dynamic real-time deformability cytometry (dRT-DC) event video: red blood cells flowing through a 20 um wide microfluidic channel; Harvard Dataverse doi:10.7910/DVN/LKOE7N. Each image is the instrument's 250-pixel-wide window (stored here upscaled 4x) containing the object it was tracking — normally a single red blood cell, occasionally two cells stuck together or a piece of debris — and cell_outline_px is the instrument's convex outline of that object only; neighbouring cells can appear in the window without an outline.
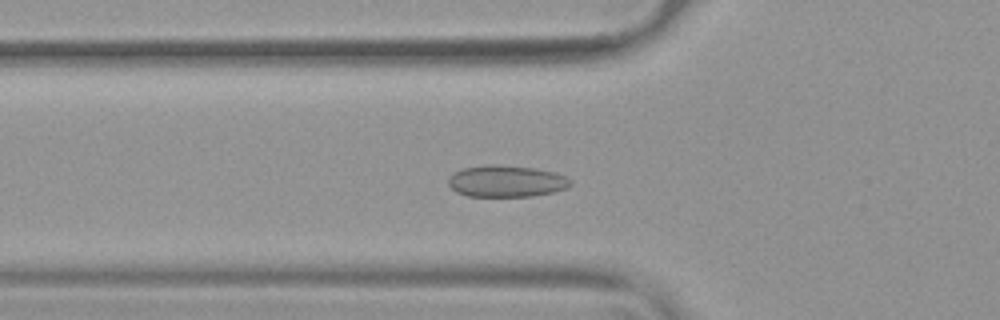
{"species": "common noctule bat (a hibernating species)", "species_latin": "Nyctalus noctula", "temperature_condition": "warm", "stored_images_in_passage": 45, "camera_frame_rate_fps": 3000, "um_per_image_px": 0.085, "animal": {"sex": "female", "body_mass_g": 19.9}, "frame": {"image": 1, "passage_image": 10, "time_ms": 3.0, "image_size_px": [1000, 320], "cell_outline_px": [[572, 184], [568, 188], [552, 192], [532, 196], [468, 196], [456, 192], [448, 184], [448, 180], [456, 172], [464, 168], [492, 164], [532, 168], [552, 172], [564, 176], [572, 180]], "centroid_in_image_um": [43.06, 15.41], "position_along_channel_um": 82.7, "area_um2": 22.2}}
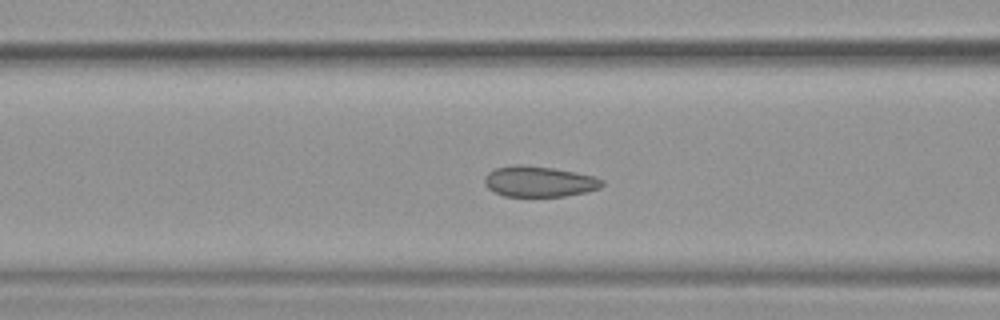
{"frame": {"image": 2, "passage_image": 13, "time_ms": 4.0, "image_size_px": [1000, 320], "cell_outline_px": [[604, 184], [600, 188], [584, 192], [564, 196], [504, 196], [488, 188], [484, 184], [484, 180], [488, 172], [496, 168], [516, 164], [520, 164], [552, 168], [576, 172], [596, 176], [604, 180]], "centroid_in_image_um": [45.84, 15.42], "position_along_channel_um": 120.8, "area_um2": 20.98}}
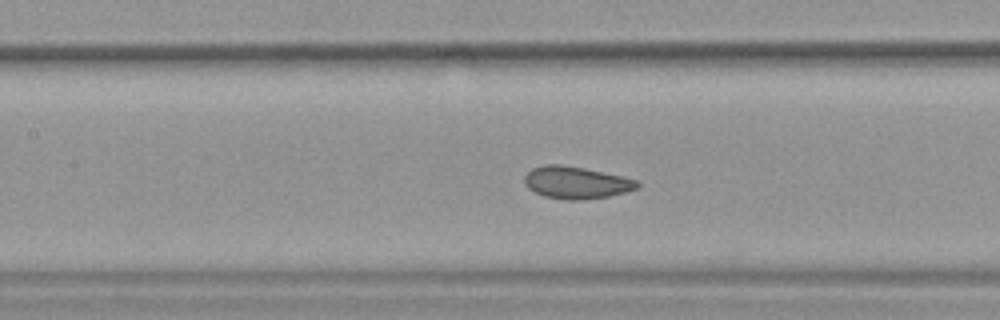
{"frame": {"image": 3, "passage_image": 16, "time_ms": 5.0, "image_size_px": [1000, 320], "cell_outline_px": [[640, 188], [608, 196], [580, 200], [568, 200], [544, 196], [528, 188], [524, 184], [524, 176], [532, 168], [544, 164], [560, 164], [584, 168], [620, 176], [636, 180], [640, 184]], "centroid_in_image_um": [48.95, 15.51], "position_along_channel_um": 158.5, "area_um2": 21.04}, "authors_computed_cell_mechanics": {"area_um2": 21.3282, "velocity_mm_per_s": 3.7634, "shape_relaxation_time_tau1_ms": 4.7376, "shape_relaxation_time_tau2_ms": 1.2629, "deformation_change_tau1": 0.1049, "deformation_change_tau2": 0.05}}